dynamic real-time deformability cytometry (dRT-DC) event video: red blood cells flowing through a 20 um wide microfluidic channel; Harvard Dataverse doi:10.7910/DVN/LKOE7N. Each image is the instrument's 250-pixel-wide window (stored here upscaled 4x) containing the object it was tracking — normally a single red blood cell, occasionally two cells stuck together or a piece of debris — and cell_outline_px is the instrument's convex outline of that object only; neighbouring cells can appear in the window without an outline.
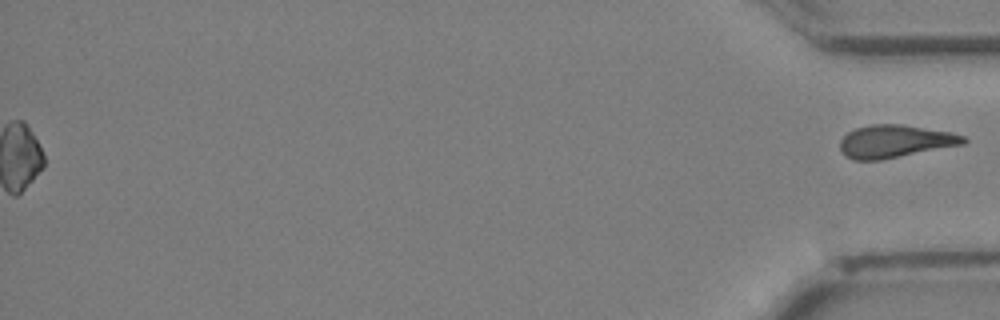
{"species": "Egyptian fruit bat (a non-hibernating species)", "species_latin": "Rousettus aegyptiacus", "temperature_condition": "cold", "stored_images_in_passage": 26, "segment_of_instrument_passage": [2, 2], "camera_frame_rate_fps": 3000, "um_per_image_px": 0.085, "animal": {"sex": "female"}, "frame": {"image": 1, "passage_image": 26, "time_ms": 8.333, "image_size_px": [1000, 320], "cell_outline_px": [[968, 140], [964, 144], [880, 160], [852, 160], [844, 156], [840, 148], [840, 140], [848, 132], [856, 128], [872, 124], [900, 124], [952, 132], [964, 136]], "centroid_in_image_um": [76.06, 12.01], "position_along_channel_um": 359.1, "area_um2": 23.52}}